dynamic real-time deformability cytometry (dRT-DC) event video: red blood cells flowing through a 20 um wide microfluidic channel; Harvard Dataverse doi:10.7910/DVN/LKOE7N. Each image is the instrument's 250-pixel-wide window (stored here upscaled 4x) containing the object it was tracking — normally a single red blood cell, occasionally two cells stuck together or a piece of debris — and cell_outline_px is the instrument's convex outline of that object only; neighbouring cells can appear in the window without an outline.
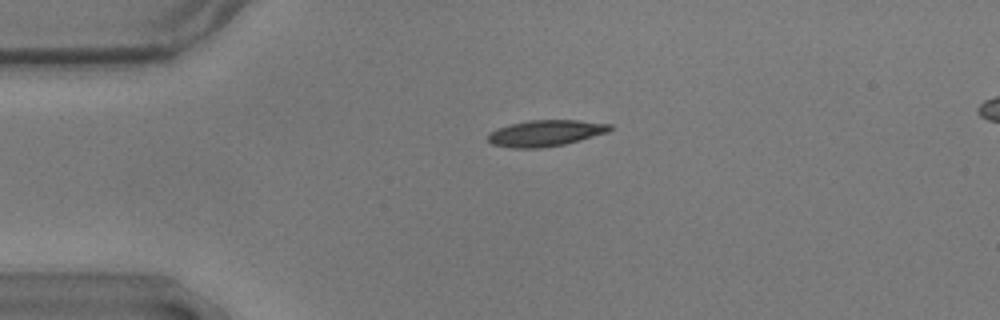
{"species": "common noctule bat (a hibernating species)", "species_latin": "Nyctalus noctula", "temperature_condition": "warm", "stored_images_in_passage": 44, "camera_frame_rate_fps": 3000, "um_per_image_px": 0.085, "animal": {"sex": "male", "body_mass_g": 17.9}, "frame": {"image": 1, "passage_image": 1, "time_ms": 0.0, "image_size_px": [1000, 320], "cell_outline_px": [[612, 128], [608, 132], [580, 140], [564, 144], [540, 148], [512, 148], [492, 144], [488, 140], [488, 132], [496, 128], [528, 120], [580, 120], [612, 124]], "centroid_in_image_um": [46.37, 11.31], "position_along_channel_um": 38.6, "area_um2": 18.67}}
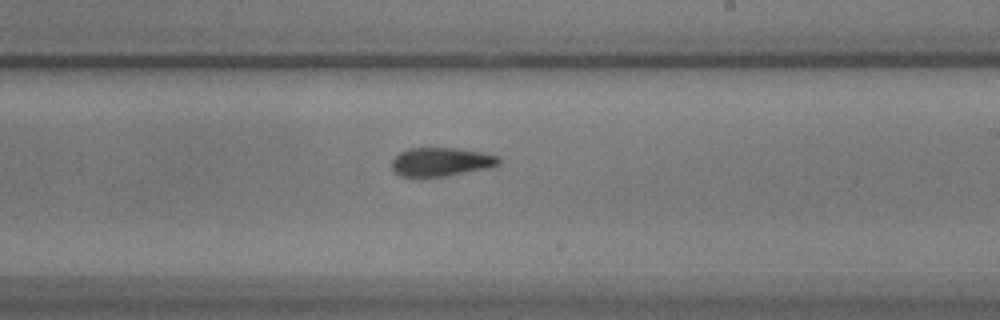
{"frame": {"image": 2, "passage_image": 21, "time_ms": 6.667, "image_size_px": [1000, 320], "cell_outline_px": [[500, 164], [492, 168], [444, 176], [400, 176], [392, 172], [392, 160], [400, 152], [408, 148], [456, 148], [484, 152], [500, 156]], "centroid_in_image_um": [37.53, 13.75], "position_along_channel_um": 251.5, "area_um2": 18.09}}
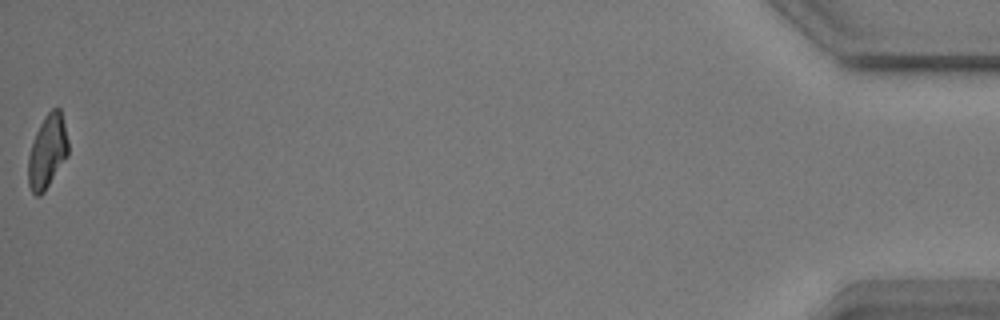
{"frame": {"image": 3, "passage_image": 44, "time_ms": 14.333, "image_size_px": [1000, 320], "cell_outline_px": [[68, 156], [44, 192], [40, 196], [36, 196], [32, 192], [28, 184], [28, 156], [36, 132], [44, 116], [52, 108], [60, 108], [68, 140]], "centroid_in_image_um": [4.02, 12.9], "position_along_channel_um": 431.2, "area_um2": 17.11}, "authors_computed_cell_mechanics": {"area_um2": 18.1781, "velocity_mm_per_s": 3.6222, "shape_relaxation_time_tau1_ms": 8.735, "shape_relaxation_time_tau2_ms": 1.1293, "deformation_change_tau1": 0.255, "deformation_change_tau2": 0.0734}}